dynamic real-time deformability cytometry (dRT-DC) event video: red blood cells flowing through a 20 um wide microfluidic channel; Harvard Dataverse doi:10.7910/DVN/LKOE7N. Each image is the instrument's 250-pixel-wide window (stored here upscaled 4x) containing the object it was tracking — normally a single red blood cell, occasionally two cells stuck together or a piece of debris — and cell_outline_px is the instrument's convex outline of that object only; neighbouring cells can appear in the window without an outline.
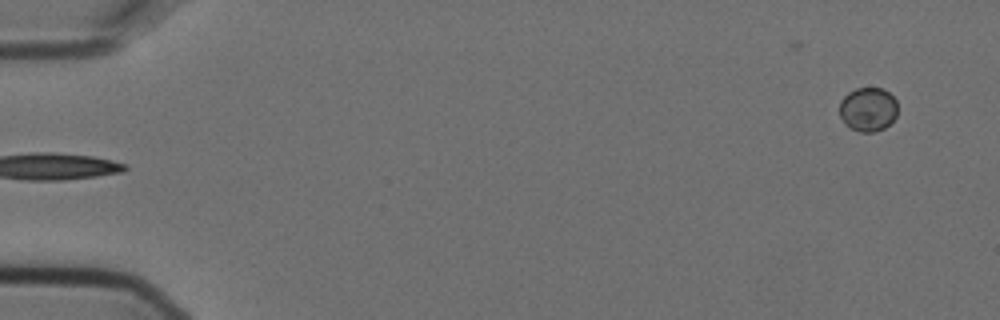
{"species": "Egyptian fruit bat (a non-hibernating species)", "species_latin": "Rousettus aegyptiacus", "temperature_condition": "cold", "stored_images_in_passage": 5, "segment_of_instrument_passage": [2, 2], "camera_frame_rate_fps": 3000, "um_per_image_px": 0.085, "animal": {"sex": "female"}, "frame": {"image": 1, "passage_image": 5, "time_ms": 1.333, "image_size_px": [1000, 320], "cell_outline_px": [[896, 116], [884, 128], [876, 132], [860, 132], [848, 128], [844, 124], [840, 116], [840, 100], [848, 92], [856, 88], [884, 88], [896, 100]], "centroid_in_image_um": [73.75, 9.3], "position_along_channel_um": 11.2, "area_um2": 15.03}}